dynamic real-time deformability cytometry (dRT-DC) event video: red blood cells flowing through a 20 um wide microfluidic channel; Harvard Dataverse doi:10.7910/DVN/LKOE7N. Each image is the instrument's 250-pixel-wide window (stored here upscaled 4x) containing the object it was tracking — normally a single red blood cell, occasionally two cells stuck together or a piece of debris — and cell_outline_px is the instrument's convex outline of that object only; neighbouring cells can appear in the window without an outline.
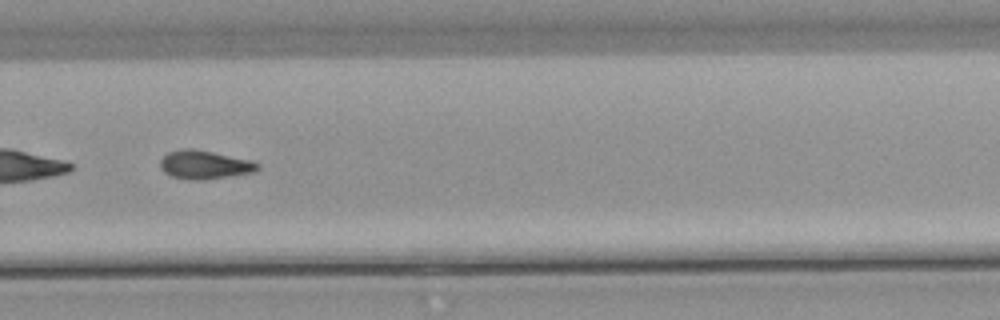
{"species": "common noctule bat (a hibernating species)", "species_latin": "Nyctalus noctula", "temperature_condition": "warm", "stored_images_in_passage": 53, "segment_of_instrument_passage": [2, 2], "camera_frame_rate_fps": 3000, "um_per_image_px": 0.085, "animal": {"sex": "male", "body_mass_g": 21.5, "forearm_length_mm": 52.0}, "frame": {"image": 1, "passage_image": 37, "time_ms": 12.0, "image_size_px": [1000, 320], "cell_outline_px": [[260, 168], [252, 172], [204, 180], [192, 180], [172, 176], [164, 172], [160, 168], [160, 160], [168, 152], [180, 148], [192, 148], [252, 160], [260, 164]], "centroid_in_image_um": [17.37, 13.99], "position_along_channel_um": 312.4, "area_um2": 16.18}}